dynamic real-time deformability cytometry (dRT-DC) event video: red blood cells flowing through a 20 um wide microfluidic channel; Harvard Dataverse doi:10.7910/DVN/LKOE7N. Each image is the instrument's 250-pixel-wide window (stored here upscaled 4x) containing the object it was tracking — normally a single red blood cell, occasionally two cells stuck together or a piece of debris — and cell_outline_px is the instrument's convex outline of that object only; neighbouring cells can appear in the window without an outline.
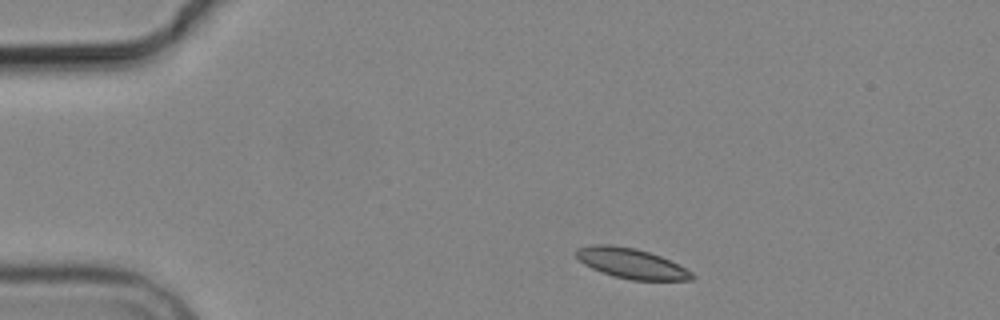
{"species": "common noctule bat (a hibernating species)", "species_latin": "Nyctalus noctula", "temperature_condition": "cold", "stored_images_in_passage": 3, "camera_frame_rate_fps": 3000, "um_per_image_px": 0.085, "animal": {"sex": "male", "body_mass_g": 19.2, "forearm_length_mm": 51.8}, "frame": {"image": 1, "passage_image": 1, "time_ms": 0.0, "image_size_px": [1000, 320], "cell_outline_px": [[696, 276], [692, 280], [632, 280], [616, 276], [592, 268], [584, 264], [576, 256], [576, 248], [592, 244], [612, 244], [636, 248], [660, 256], [692, 272]], "centroid_in_image_um": [53.65, 22.37], "position_along_channel_um": 31.4, "area_um2": 20.11}}
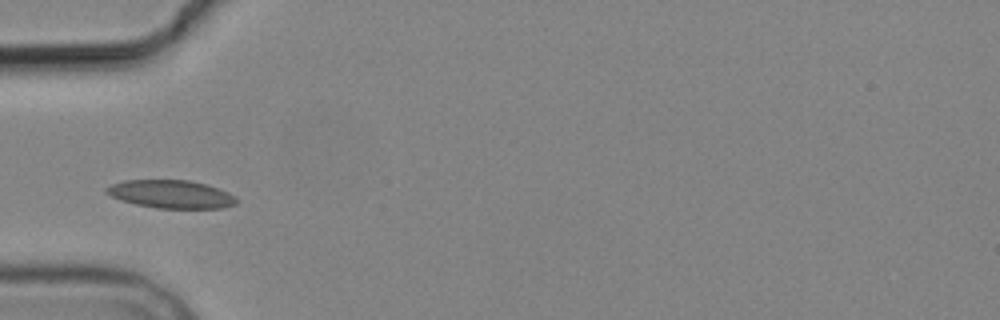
{"frame": {"image": 2, "passage_image": 3, "time_ms": 2.667, "image_size_px": [1000, 320], "cell_outline_px": [[236, 204], [220, 208], [156, 208], [136, 204], [120, 200], [104, 192], [104, 188], [112, 184], [124, 180], [188, 180], [204, 184], [228, 192], [236, 196]], "centroid_in_image_um": [14.5, 16.5], "position_along_channel_um": 70.5, "area_um2": 21.15}}